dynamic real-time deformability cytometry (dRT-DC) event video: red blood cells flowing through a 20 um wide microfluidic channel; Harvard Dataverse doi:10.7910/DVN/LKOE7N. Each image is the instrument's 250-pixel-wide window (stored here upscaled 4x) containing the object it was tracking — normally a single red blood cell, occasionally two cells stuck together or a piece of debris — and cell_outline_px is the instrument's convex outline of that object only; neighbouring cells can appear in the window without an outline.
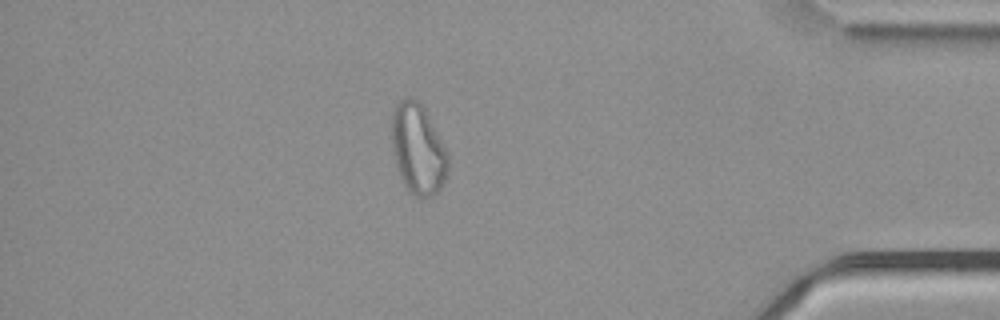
{"species": "common noctule bat (a hibernating species)", "species_latin": "Nyctalus noctula", "temperature_condition": "cold", "stored_images_in_passage": 51, "camera_frame_rate_fps": 3000, "um_per_image_px": 0.085, "animal": {"sex": "male", "body_mass_g": 21.5, "forearm_length_mm": 52.0}, "frame": {"image": 1, "passage_image": 44, "time_ms": 14.333, "image_size_px": [1000, 320], "cell_outline_px": [[448, 176], [440, 188], [432, 196], [416, 196], [408, 192], [396, 168], [392, 152], [392, 112], [396, 104], [404, 96], [412, 96], [420, 100], [448, 156]], "centroid_in_image_um": [35.5, 12.65], "position_along_channel_um": 399.7, "area_um2": 29.71}, "authors_computed_cell_mechanics": {"area_um2": 29.7092, "velocity_mm_per_s": 3.7316, "shape_relaxation_time_tau1_ms": null, "shape_relaxation_time_tau2_ms": 3.0516, "deformation_change_tau1": null, "deformation_change_tau2": 0.1128}}